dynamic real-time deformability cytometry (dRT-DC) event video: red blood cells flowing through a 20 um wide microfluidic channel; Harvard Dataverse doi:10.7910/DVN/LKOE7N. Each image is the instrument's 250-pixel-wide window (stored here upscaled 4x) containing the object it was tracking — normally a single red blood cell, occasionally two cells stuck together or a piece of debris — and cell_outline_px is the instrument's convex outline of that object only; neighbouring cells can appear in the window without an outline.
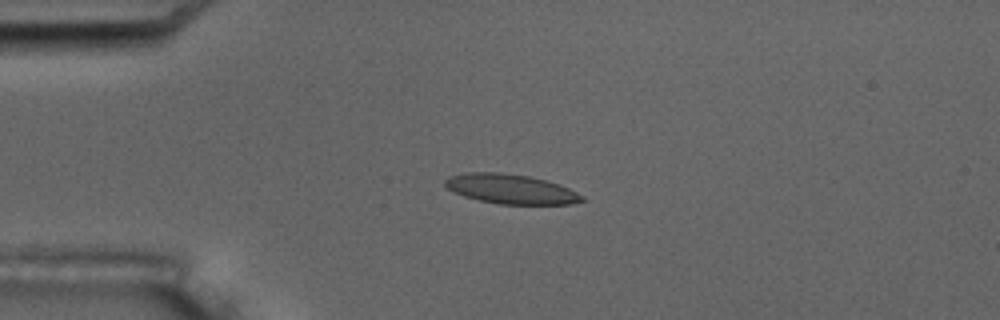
{"species": "common noctule bat (a hibernating species)", "species_latin": "Nyctalus noctula", "temperature_condition": "room temperature", "stored_images_in_passage": 4, "camera_frame_rate_fps": 3000, "um_per_image_px": 0.085, "animal": {"sex": "male", "body_mass_g": 17.5, "forearm_length_mm": 52.3}, "frame": {"image": 1, "passage_image": 2, "time_ms": 2.667, "image_size_px": [1000, 320], "cell_outline_px": [[584, 200], [572, 204], [500, 204], [480, 200], [464, 196], [448, 188], [444, 184], [444, 180], [448, 176], [464, 172], [500, 172], [528, 176], [560, 184], [584, 196]], "centroid_in_image_um": [43.41, 16.06], "position_along_channel_um": 41.6, "area_um2": 23.52}}